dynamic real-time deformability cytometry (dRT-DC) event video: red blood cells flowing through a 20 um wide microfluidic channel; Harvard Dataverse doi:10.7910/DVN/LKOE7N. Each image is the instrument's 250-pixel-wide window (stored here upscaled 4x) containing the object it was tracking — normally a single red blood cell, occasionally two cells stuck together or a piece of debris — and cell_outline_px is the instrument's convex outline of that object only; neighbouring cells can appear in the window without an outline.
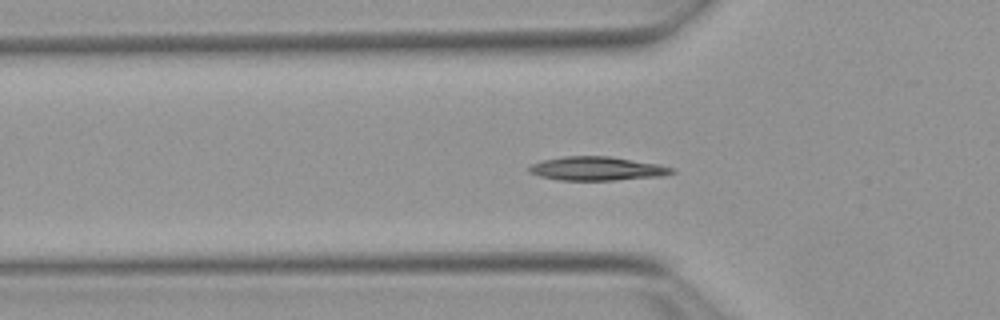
{"species": "Egyptian fruit bat (a non-hibernating species)", "species_latin": "Rousettus aegyptiacus", "temperature_condition": "warm", "stored_images_in_passage": 39, "camera_frame_rate_fps": 3000, "um_per_image_px": 0.085, "animal": {"sex": "female"}, "frame": {"image": 1, "passage_image": 5, "time_ms": 1.333, "image_size_px": [1000, 320], "cell_outline_px": [[676, 172], [664, 176], [616, 180], [560, 180], [540, 176], [528, 172], [528, 168], [532, 164], [544, 160], [564, 156], [608, 156], [660, 164], [676, 168]], "centroid_in_image_um": [50.81, 14.33], "position_along_channel_um": 75.0, "area_um2": 19.88}}
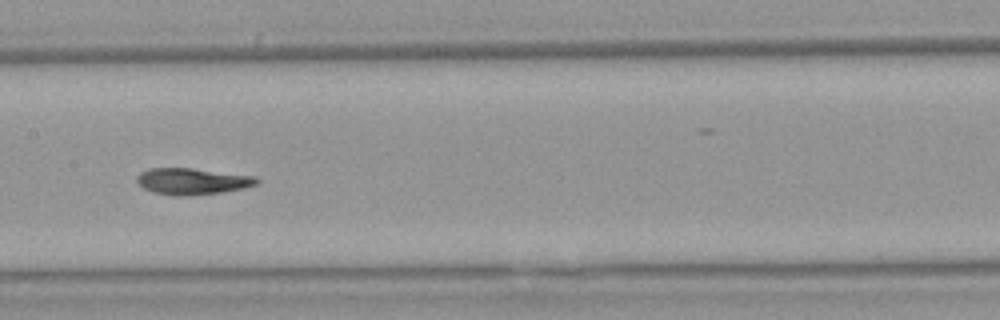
{"frame": {"image": 2, "passage_image": 14, "time_ms": 4.333, "image_size_px": [1000, 320], "cell_outline_px": [[260, 180], [256, 184], [244, 188], [224, 192], [188, 196], [172, 196], [152, 192], [144, 188], [136, 180], [136, 176], [140, 172], [148, 168], [192, 168], [256, 176]], "centroid_in_image_um": [16.34, 15.41], "position_along_channel_um": 191.1, "area_um2": 18.67}}
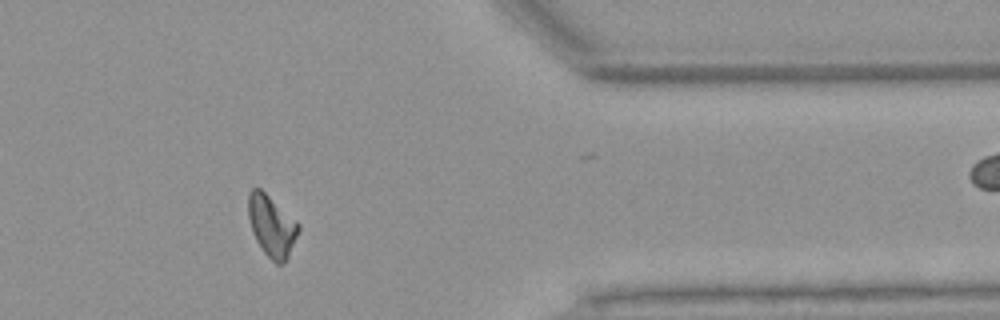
{"frame": {"image": 3, "passage_image": 31, "time_ms": 10.0, "image_size_px": [1000, 320], "cell_outline_px": [[300, 228], [288, 256], [284, 264], [276, 264], [264, 252], [256, 240], [252, 232], [248, 216], [248, 192], [252, 188], [260, 188], [296, 220], [300, 224]], "centroid_in_image_um": [23.08, 19.19], "position_along_channel_um": 388.3, "area_um2": 17.8}}